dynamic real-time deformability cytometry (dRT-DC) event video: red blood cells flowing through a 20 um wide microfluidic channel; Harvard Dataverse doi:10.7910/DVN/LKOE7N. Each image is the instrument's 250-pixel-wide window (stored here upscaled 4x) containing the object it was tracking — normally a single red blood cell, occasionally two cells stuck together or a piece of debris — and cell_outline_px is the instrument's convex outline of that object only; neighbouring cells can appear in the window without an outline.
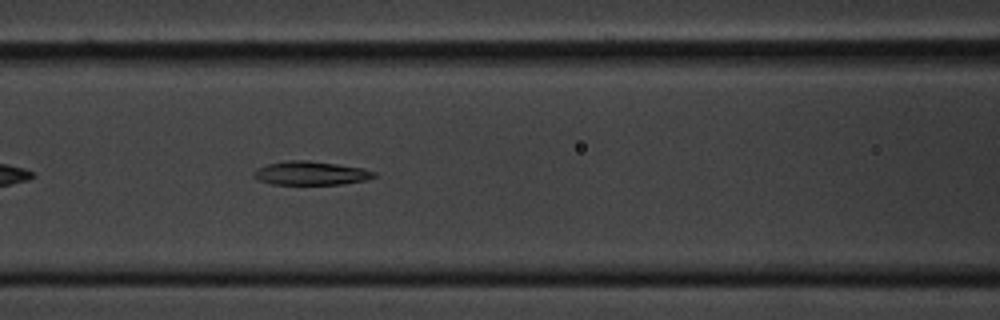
{"species": "common noctule bat (a hibernating species)", "species_latin": "Nyctalus noctula", "temperature_condition": "cold", "stored_images_in_passage": 42, "camera_frame_rate_fps": 3000, "um_per_image_px": 0.085, "animal": {"sex": "male", "body_mass_g": 20.1, "forearm_length_mm": 53.5}, "frame": {"image": 1, "passage_image": 10, "time_ms": 3.0, "image_size_px": [1000, 320], "cell_outline_px": [[376, 176], [368, 180], [344, 184], [272, 184], [260, 180], [252, 176], [252, 172], [256, 168], [268, 164], [288, 160], [308, 160], [336, 164], [360, 168], [376, 172]], "centroid_in_image_um": [26.4, 14.72], "position_along_channel_um": 140.2, "area_um2": 16.59}}
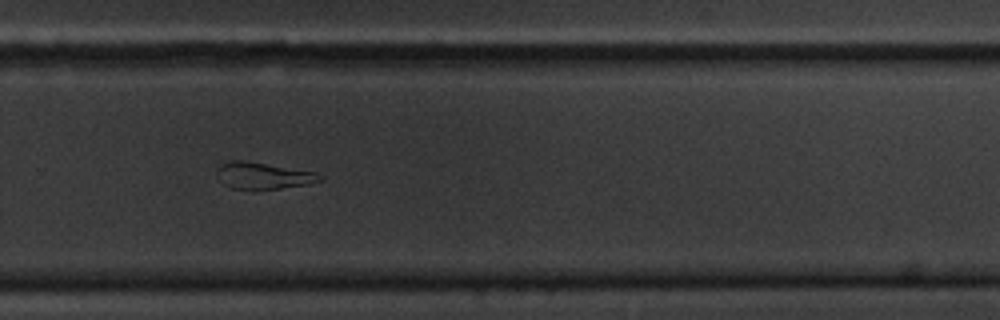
{"frame": {"image": 2, "passage_image": 24, "time_ms": 7.667, "image_size_px": [1000, 320], "cell_outline_px": [[324, 180], [308, 184], [252, 192], [232, 188], [224, 184], [220, 180], [216, 172], [216, 168], [220, 164], [232, 160], [244, 160], [316, 172], [324, 176]], "centroid_in_image_um": [22.36, 14.96], "position_along_channel_um": 307.4, "area_um2": 16.53}}
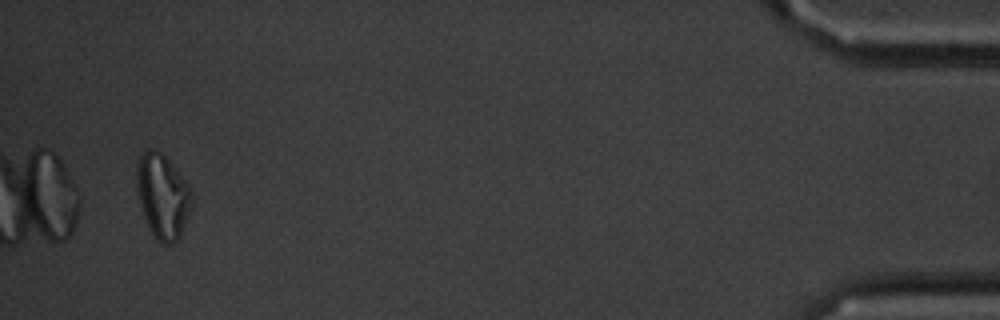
{"frame": {"image": 3, "passage_image": 40, "time_ms": 13.0, "image_size_px": [1000, 320], "cell_outline_px": [[192, 204], [188, 216], [180, 236], [172, 244], [164, 244], [156, 240], [144, 216], [140, 204], [136, 188], [136, 164], [140, 156], [148, 148], [152, 148], [160, 152], [168, 160], [188, 184], [192, 192]], "centroid_in_image_um": [13.81, 16.67], "position_along_channel_um": 421.4, "area_um2": 26.93}, "authors_computed_cell_mechanics": {"area_um2": 17.3978, "velocity_mm_per_s": 3.5959, "shape_relaxation_time_tau1_ms": 9.927, "shape_relaxation_time_tau2_ms": 6.1121, "deformation_change_tau1": 0.205, "deformation_change_tau2": 0.1528}}